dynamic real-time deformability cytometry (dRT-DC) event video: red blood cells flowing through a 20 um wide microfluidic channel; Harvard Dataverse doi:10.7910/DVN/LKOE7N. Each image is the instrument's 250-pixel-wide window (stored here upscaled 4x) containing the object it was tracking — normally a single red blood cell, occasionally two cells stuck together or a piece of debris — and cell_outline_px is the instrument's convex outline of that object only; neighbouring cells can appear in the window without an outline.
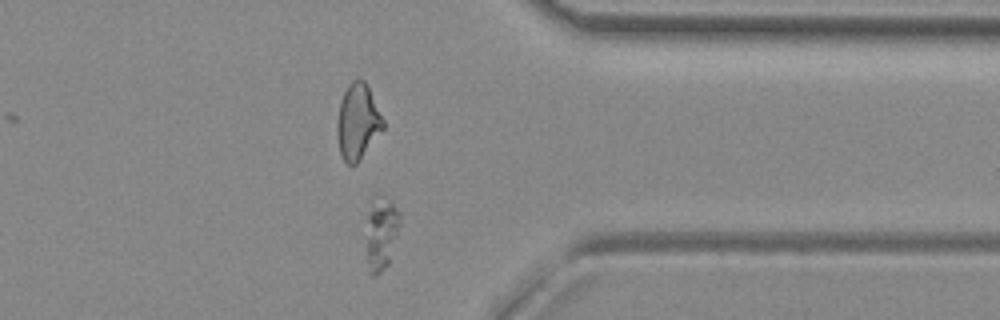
{"species": "common noctule bat (a hibernating species)", "species_latin": "Nyctalus noctula", "temperature_condition": "room temperature", "stored_images_in_passage": 46, "camera_frame_rate_fps": 3000, "um_per_image_px": 0.085, "animal": {"sex": "female", "body_mass_g": 29.2, "forearm_length_mm": 56.3}, "frame": {"image": 1, "passage_image": 33, "time_ms": 10.667, "image_size_px": [1000, 320], "cell_outline_px": [[400, 224], [388, 264], [376, 276], [372, 276], [368, 260], [368, 212], [372, 196], [380, 196], [392, 204], [400, 212]], "centroid_in_image_um": [32.43, 19.79], "position_along_channel_um": 379.0, "area_um2": 13.7}}